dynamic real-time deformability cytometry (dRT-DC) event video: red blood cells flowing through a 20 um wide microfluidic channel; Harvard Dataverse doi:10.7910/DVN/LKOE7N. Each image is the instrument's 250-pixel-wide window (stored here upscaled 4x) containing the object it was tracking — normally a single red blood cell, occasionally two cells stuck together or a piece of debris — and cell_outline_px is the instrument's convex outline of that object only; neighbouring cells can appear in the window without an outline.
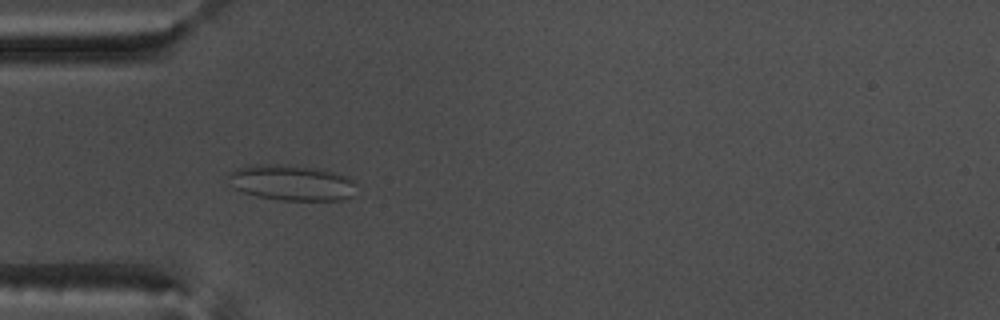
{"species": "common noctule bat (a hibernating species)", "species_latin": "Nyctalus noctula", "temperature_condition": "warm", "stored_images_in_passage": 55, "camera_frame_rate_fps": 3000, "um_per_image_px": 0.085, "animal": {"sex": "male", "body_mass_g": 17.5, "forearm_length_mm": 52.3}, "frame": {"image": 1, "passage_image": 17, "time_ms": 5.333, "image_size_px": [1000, 320], "cell_outline_px": [[352, 196], [348, 200], [280, 200], [256, 196], [244, 192], [236, 188], [228, 176], [236, 168], [256, 164], [276, 164], [316, 168], [348, 176], [352, 180]], "centroid_in_image_um": [24.79, 15.53], "position_along_channel_um": 60.2, "area_um2": 26.13}}
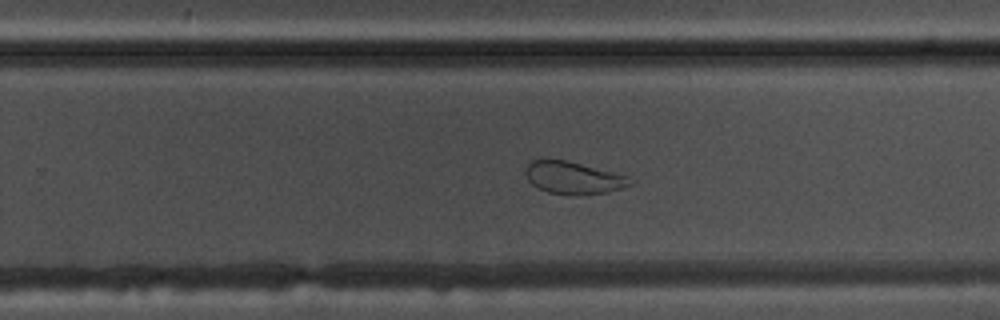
{"frame": {"image": 2, "passage_image": 35, "time_ms": 11.333, "image_size_px": [1000, 320], "cell_outline_px": [[632, 184], [608, 192], [576, 196], [568, 196], [548, 192], [536, 188], [528, 180], [524, 172], [524, 168], [532, 160], [540, 156], [568, 160], [628, 176]], "centroid_in_image_um": [48.63, 15.09], "position_along_channel_um": 281.2, "area_um2": 20.4}}
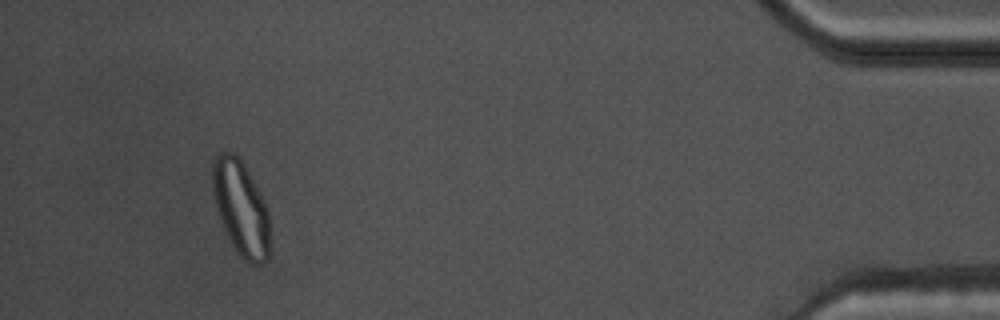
{"frame": {"image": 3, "passage_image": 51, "time_ms": 16.667, "image_size_px": [1000, 320], "cell_outline_px": [[268, 260], [264, 264], [252, 264], [244, 260], [240, 256], [232, 244], [216, 212], [212, 188], [212, 164], [216, 156], [220, 152], [232, 152], [244, 164], [264, 200], [268, 212]], "centroid_in_image_um": [20.45, 17.69], "position_along_channel_um": 414.8, "area_um2": 31.44}}